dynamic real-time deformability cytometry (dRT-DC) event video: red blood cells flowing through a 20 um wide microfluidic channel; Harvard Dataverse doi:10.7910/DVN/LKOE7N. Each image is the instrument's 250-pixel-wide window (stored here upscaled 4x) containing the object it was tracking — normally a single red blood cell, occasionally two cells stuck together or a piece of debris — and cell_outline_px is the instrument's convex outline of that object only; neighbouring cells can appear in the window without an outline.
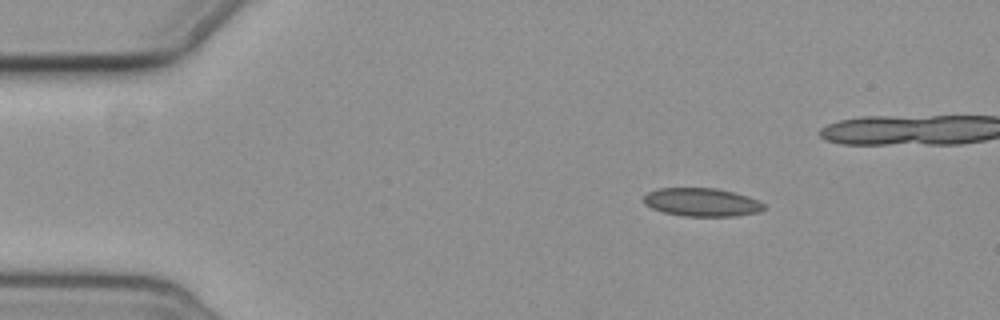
{"species": "common noctule bat (a hibernating species)", "species_latin": "Nyctalus noctula", "temperature_condition": "cold", "stored_images_in_passage": 5, "camera_frame_rate_fps": 3000, "um_per_image_px": 0.085, "animal": {"sex": "female", "body_mass_g": 19.3, "forearm_length_mm": 54.1}, "frame": {"image": 1, "passage_image": 2, "time_ms": 1.333, "image_size_px": [1000, 320], "cell_outline_px": [[764, 208], [760, 212], [736, 216], [684, 216], [664, 212], [652, 208], [644, 204], [644, 196], [648, 192], [656, 188], [716, 188], [748, 196], [764, 204]], "centroid_in_image_um": [59.63, 17.19], "position_along_channel_um": 25.4, "area_um2": 19.77}}